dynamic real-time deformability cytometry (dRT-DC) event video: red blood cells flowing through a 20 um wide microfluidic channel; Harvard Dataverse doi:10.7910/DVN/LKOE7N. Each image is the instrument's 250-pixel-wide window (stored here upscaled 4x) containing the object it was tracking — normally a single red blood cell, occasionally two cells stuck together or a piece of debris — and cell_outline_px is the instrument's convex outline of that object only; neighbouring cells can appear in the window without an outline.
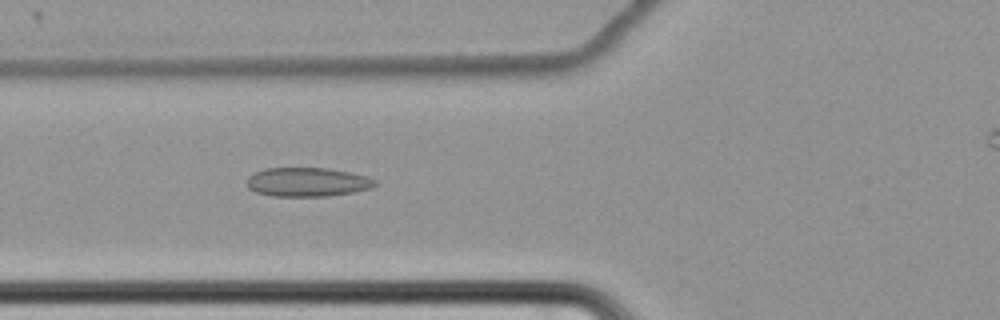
{"species": "common noctule bat (a hibernating species)", "species_latin": "Nyctalus noctula", "temperature_condition": "cold", "stored_images_in_passage": 60, "camera_frame_rate_fps": 3000, "um_per_image_px": 0.085, "animal": {"sex": "female", "body_mass_g": 22.7, "forearm_length_mm": 54.2}, "frame": {"image": 1, "passage_image": 27, "time_ms": 8.667, "image_size_px": [1000, 320], "cell_outline_px": [[376, 184], [372, 188], [352, 192], [328, 196], [272, 196], [256, 192], [248, 188], [248, 176], [264, 168], [328, 168], [368, 176], [376, 180]], "centroid_in_image_um": [26.14, 15.47], "position_along_channel_um": 99.7, "area_um2": 21.62}}
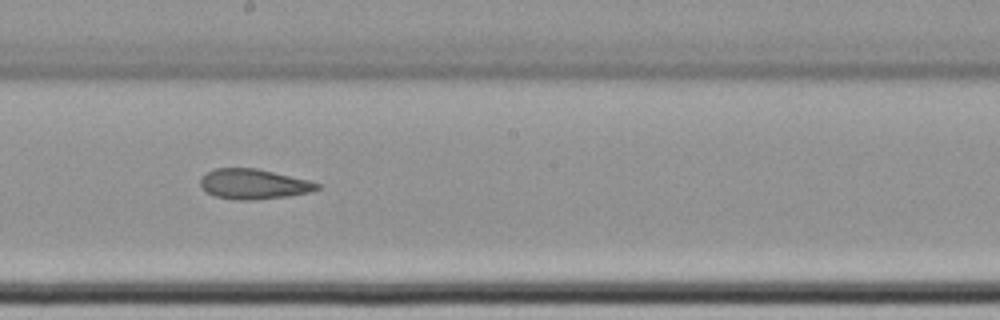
{"frame": {"image": 2, "passage_image": 38, "time_ms": 12.333, "image_size_px": [1000, 320], "cell_outline_px": [[320, 188], [308, 192], [288, 196], [256, 200], [232, 200], [216, 196], [200, 188], [200, 180], [208, 172], [216, 168], [256, 168], [308, 180], [320, 184]], "centroid_in_image_um": [21.54, 15.65], "position_along_channel_um": 226.7, "area_um2": 20.35}}
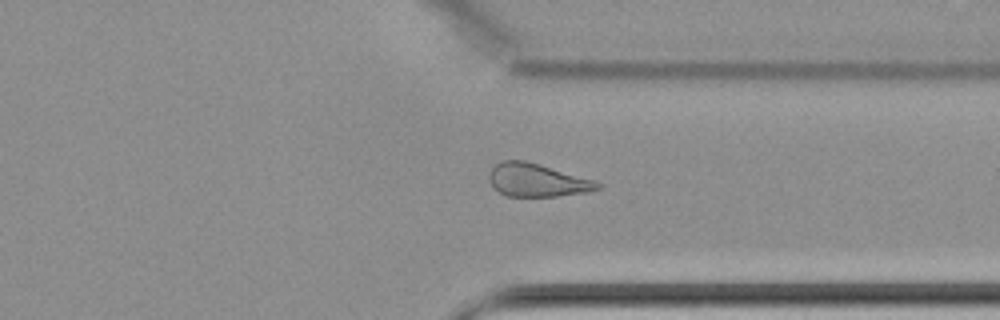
{"frame": {"image": 3, "passage_image": 50, "time_ms": 16.333, "image_size_px": [1000, 320], "cell_outline_px": [[604, 188], [588, 192], [560, 196], [504, 196], [488, 180], [488, 172], [500, 160], [524, 160], [540, 164], [596, 180], [604, 184]], "centroid_in_image_um": [45.71, 15.31], "position_along_channel_um": 365.7, "area_um2": 21.27}}